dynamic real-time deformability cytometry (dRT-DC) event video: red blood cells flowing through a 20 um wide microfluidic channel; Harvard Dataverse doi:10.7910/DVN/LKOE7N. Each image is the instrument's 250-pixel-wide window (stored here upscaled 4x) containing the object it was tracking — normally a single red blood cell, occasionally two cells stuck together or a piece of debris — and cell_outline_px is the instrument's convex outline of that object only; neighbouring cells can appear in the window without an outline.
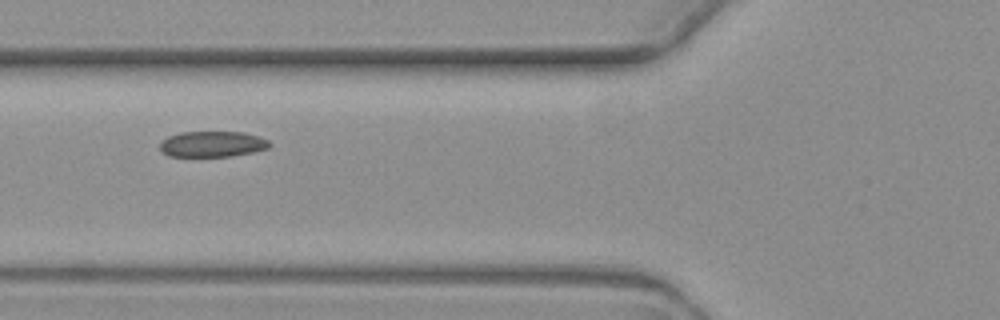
{"species": "common noctule bat (a hibernating species)", "species_latin": "Nyctalus noctula", "temperature_condition": "warm", "stored_images_in_passage": 14, "camera_frame_rate_fps": 3000, "um_per_image_px": 0.085, "animal": {"sex": "female", "body_mass_g": 19.3, "forearm_length_mm": 54.1}, "frame": {"image": 1, "passage_image": 4, "time_ms": 4.667, "image_size_px": [1000, 320], "cell_outline_px": [[272, 144], [268, 148], [252, 152], [232, 156], [168, 156], [160, 148], [160, 140], [168, 136], [180, 132], [244, 132], [268, 140]], "centroid_in_image_um": [18.03, 12.24], "position_along_channel_um": 107.8, "area_um2": 16.42}}
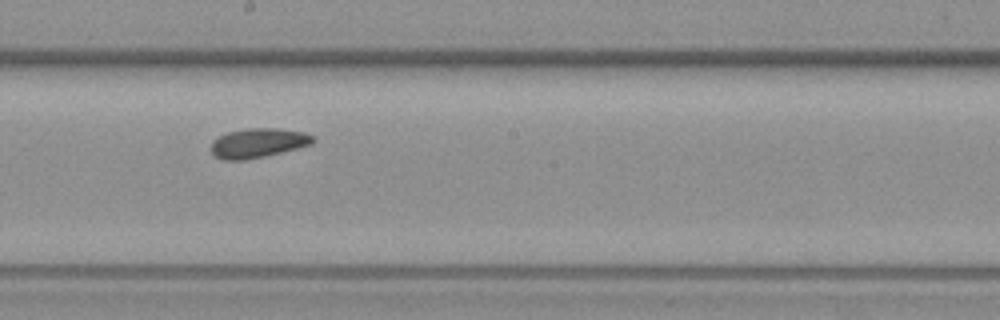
{"frame": {"image": 2, "passage_image": 7, "time_ms": 8.0, "image_size_px": [1000, 320], "cell_outline_px": [[316, 140], [312, 144], [264, 156], [244, 160], [224, 160], [216, 156], [212, 152], [212, 140], [228, 132], [248, 128], [276, 128], [304, 132], [312, 136]], "centroid_in_image_um": [21.94, 12.14], "position_along_channel_um": 226.3, "area_um2": 17.22}}
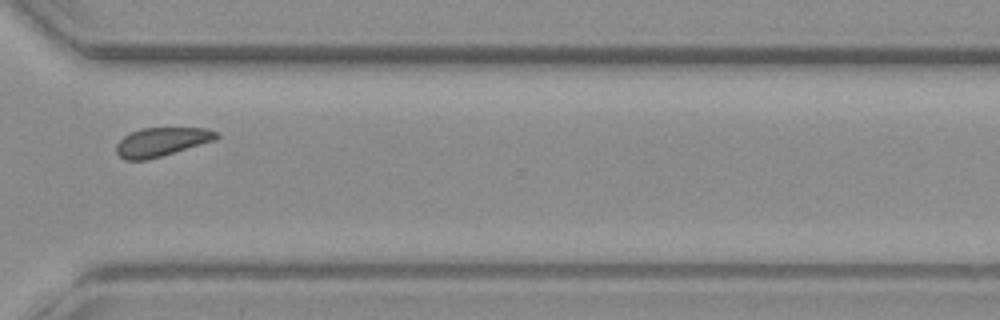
{"frame": {"image": 3, "passage_image": 10, "time_ms": 11.667, "image_size_px": [1000, 320], "cell_outline_px": [[220, 136], [216, 140], [148, 160], [124, 160], [116, 152], [116, 144], [124, 136], [140, 128], [208, 128], [220, 132]], "centroid_in_image_um": [13.77, 12.06], "position_along_channel_um": 356.8, "area_um2": 16.94}, "authors_computed_cell_mechanics": {"area_um2": 17.1666, "velocity_mm_per_s": 3.547, "shape_relaxation_time_tau1_ms": 6.4227, "shape_relaxation_time_tau2_ms": null, "deformation_change_tau1": 0.0771, "deformation_change_tau2": null}}